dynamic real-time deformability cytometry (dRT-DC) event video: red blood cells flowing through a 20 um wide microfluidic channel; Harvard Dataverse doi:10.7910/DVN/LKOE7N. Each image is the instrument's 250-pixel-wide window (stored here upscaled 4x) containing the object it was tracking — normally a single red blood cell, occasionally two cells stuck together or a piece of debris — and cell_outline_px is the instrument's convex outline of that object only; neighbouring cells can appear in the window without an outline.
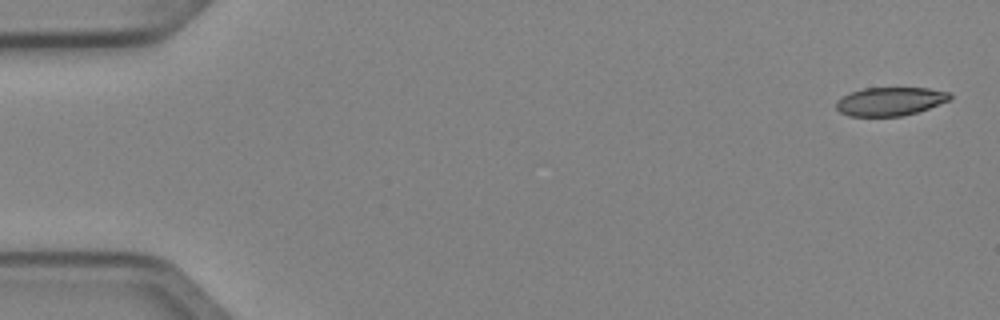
{"species": "Egyptian fruit bat (a non-hibernating species)", "species_latin": "Rousettus aegyptiacus", "temperature_condition": "cold", "stored_images_in_passage": 5, "camera_frame_rate_fps": 3000, "um_per_image_px": 0.085, "animal": {"sex": "female"}, "frame": {"image": 1, "passage_image": 1, "time_ms": 0.0, "image_size_px": [1000, 320], "cell_outline_px": [[952, 96], [948, 100], [928, 108], [916, 112], [900, 116], [848, 116], [840, 112], [836, 108], [836, 100], [852, 92], [864, 88], [928, 88], [952, 92]], "centroid_in_image_um": [75.66, 8.61], "position_along_channel_um": 9.3, "area_um2": 18.73}}
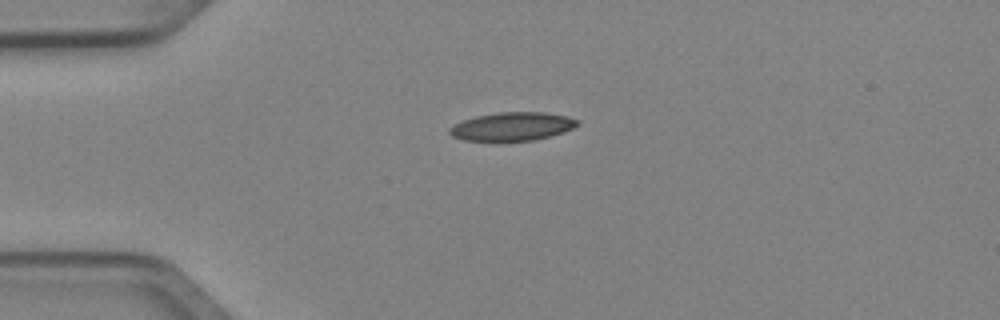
{"frame": {"image": 2, "passage_image": 4, "time_ms": 1.0, "image_size_px": [1000, 320], "cell_outline_px": [[580, 124], [564, 132], [532, 140], [464, 140], [452, 136], [448, 132], [448, 128], [452, 124], [476, 116], [500, 112], [544, 112], [568, 116], [580, 120]], "centroid_in_image_um": [43.54, 10.73], "position_along_channel_um": 41.5, "area_um2": 21.04}}